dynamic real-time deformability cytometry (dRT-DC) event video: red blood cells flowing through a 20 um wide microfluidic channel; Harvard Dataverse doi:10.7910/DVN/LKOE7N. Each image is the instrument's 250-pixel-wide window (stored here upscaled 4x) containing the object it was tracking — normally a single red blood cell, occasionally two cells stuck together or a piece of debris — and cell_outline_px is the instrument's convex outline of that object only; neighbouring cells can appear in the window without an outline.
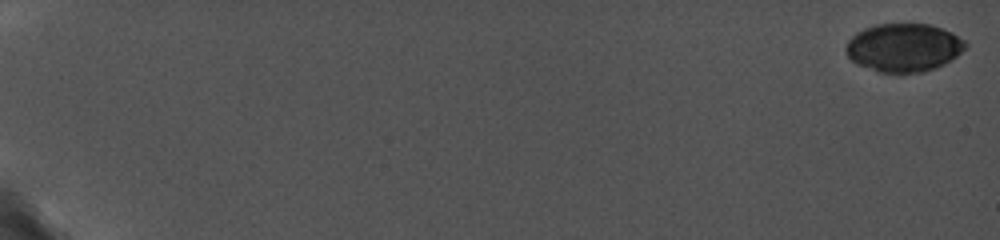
{"species": "common noctule bat (a hibernating species)", "species_latin": "Nyctalus noctula", "temperature_condition": "cold", "stored_images_in_passage": 19, "camera_frame_rate_fps": 5000, "um_per_image_px": 0.085, "animal": {"sex": "female", "body_mass_g": 19.0, "forearm_length_mm": 56.7}, "frame": {"image": 1, "passage_image": 1, "time_ms": 0.0, "image_size_px": [1000, 240], "cell_outline_px": [[968, 44], [956, 56], [944, 64], [936, 68], [924, 72], [880, 72], [856, 64], [848, 56], [844, 48], [848, 40], [856, 32], [864, 28], [876, 24], [932, 24], [952, 32], [964, 40]], "centroid_in_image_um": [76.8, 4.03], "position_along_channel_um": 8.2, "area_um2": 33.64}}